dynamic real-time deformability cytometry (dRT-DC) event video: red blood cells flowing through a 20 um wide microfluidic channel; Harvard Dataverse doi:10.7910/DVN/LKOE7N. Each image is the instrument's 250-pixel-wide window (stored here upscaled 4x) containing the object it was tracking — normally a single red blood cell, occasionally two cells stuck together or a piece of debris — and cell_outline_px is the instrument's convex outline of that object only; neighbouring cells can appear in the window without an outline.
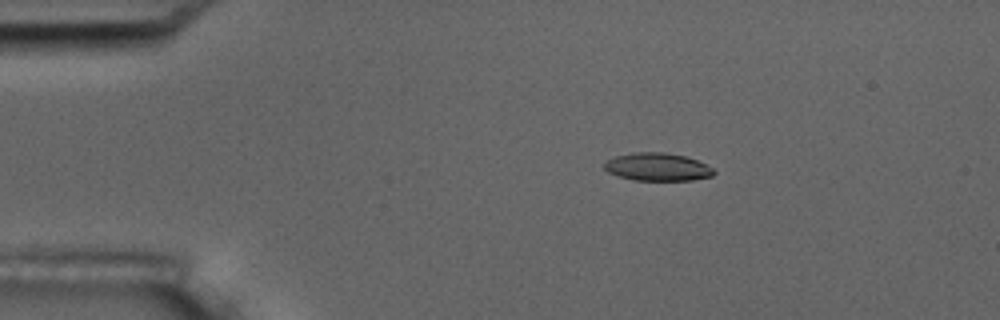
{"species": "common noctule bat (a hibernating species)", "species_latin": "Nyctalus noctula", "temperature_condition": "room temperature", "stored_images_in_passage": 7, "camera_frame_rate_fps": 3000, "um_per_image_px": 0.085, "animal": {"sex": "male", "body_mass_g": 17.5, "forearm_length_mm": 52.3}, "frame": {"image": 1, "passage_image": 4, "time_ms": 3.333, "image_size_px": [1000, 320], "cell_outline_px": [[716, 172], [712, 176], [692, 180], [632, 180], [608, 172], [604, 168], [604, 164], [608, 160], [616, 156], [632, 152], [664, 152], [684, 156], [696, 160], [712, 168]], "centroid_in_image_um": [55.88, 14.19], "position_along_channel_um": 29.1, "area_um2": 17.63}}
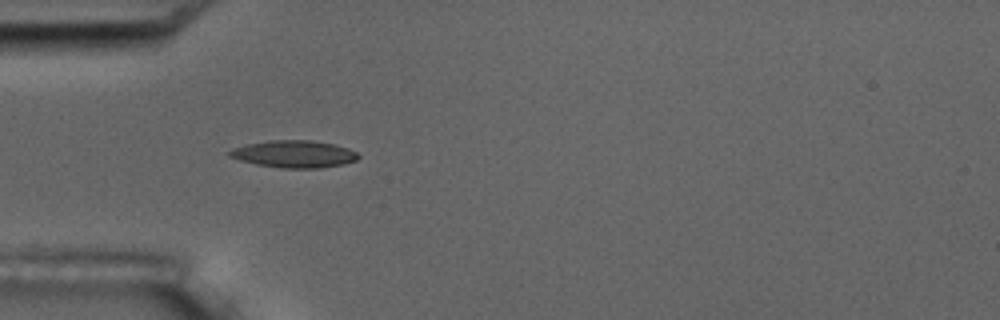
{"frame": {"image": 2, "passage_image": 6, "time_ms": 5.667, "image_size_px": [1000, 320], "cell_outline_px": [[360, 156], [356, 160], [344, 164], [320, 168], [284, 168], [256, 164], [240, 160], [228, 156], [224, 152], [232, 148], [248, 144], [268, 140], [312, 140], [336, 144], [348, 148], [356, 152]], "centroid_in_image_um": [24.98, 13.08], "position_along_channel_um": 60.0, "area_um2": 20.58}}